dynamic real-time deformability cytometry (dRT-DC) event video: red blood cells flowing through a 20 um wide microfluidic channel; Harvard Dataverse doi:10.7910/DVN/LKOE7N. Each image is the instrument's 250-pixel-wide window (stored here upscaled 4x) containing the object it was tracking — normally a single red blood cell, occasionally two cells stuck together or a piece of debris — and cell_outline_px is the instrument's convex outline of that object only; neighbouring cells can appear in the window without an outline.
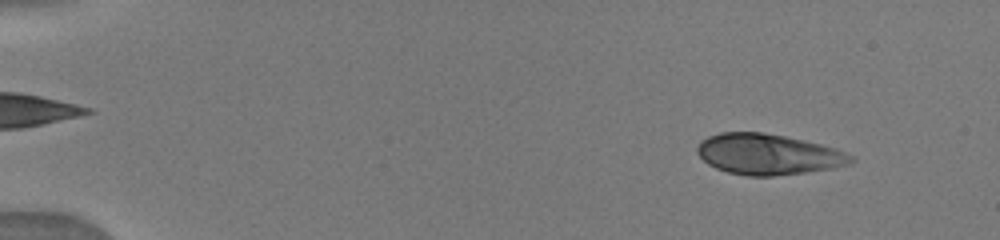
{"species": "human", "species_latin": "Homo sapiens", "temperature_condition": "warm", "stored_images_in_passage": 36, "camera_frame_rate_fps": 3000, "um_per_image_px": 0.085, "donor": {"sex": "male"}, "frame": {"image": 1, "passage_image": 5, "time_ms": 1.333, "image_size_px": [1000, 240], "cell_outline_px": [[856, 160], [848, 164], [836, 168], [808, 172], [772, 176], [748, 176], [728, 172], [716, 168], [708, 164], [696, 152], [696, 148], [700, 140], [708, 136], [720, 132], [764, 132], [804, 140], [836, 148], [852, 156]], "centroid_in_image_um": [65.29, 13.11], "position_along_channel_um": 19.7, "area_um2": 36.65}}
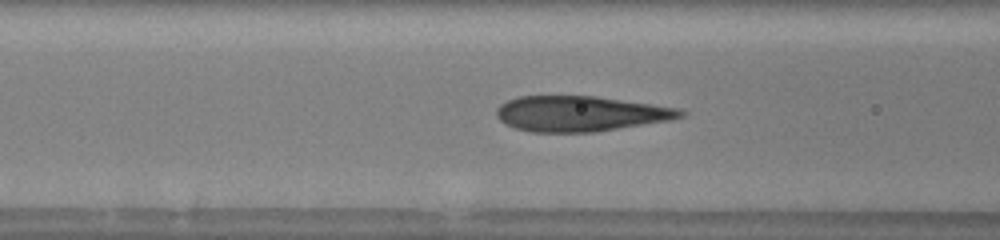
{"frame": {"image": 2, "passage_image": 19, "time_ms": 6.667, "image_size_px": [1000, 240], "cell_outline_px": [[688, 112], [684, 116], [668, 120], [596, 132], [532, 132], [516, 128], [504, 124], [496, 116], [496, 108], [500, 104], [508, 100], [520, 96], [596, 96], [680, 108]], "centroid_in_image_um": [49.32, 9.66], "position_along_channel_um": 117.3, "area_um2": 37.97}}
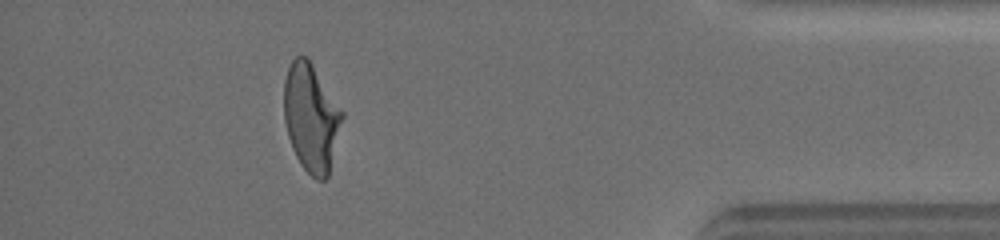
{"frame": {"image": 3, "passage_image": 35, "time_ms": 14.667, "image_size_px": [1000, 240], "cell_outline_px": [[344, 116], [328, 176], [324, 180], [316, 180], [300, 164], [292, 148], [288, 136], [284, 120], [284, 80], [288, 68], [292, 60], [296, 56], [308, 56], [344, 112]], "centroid_in_image_um": [26.45, 9.97], "position_along_channel_um": 408.7, "area_um2": 36.76}}